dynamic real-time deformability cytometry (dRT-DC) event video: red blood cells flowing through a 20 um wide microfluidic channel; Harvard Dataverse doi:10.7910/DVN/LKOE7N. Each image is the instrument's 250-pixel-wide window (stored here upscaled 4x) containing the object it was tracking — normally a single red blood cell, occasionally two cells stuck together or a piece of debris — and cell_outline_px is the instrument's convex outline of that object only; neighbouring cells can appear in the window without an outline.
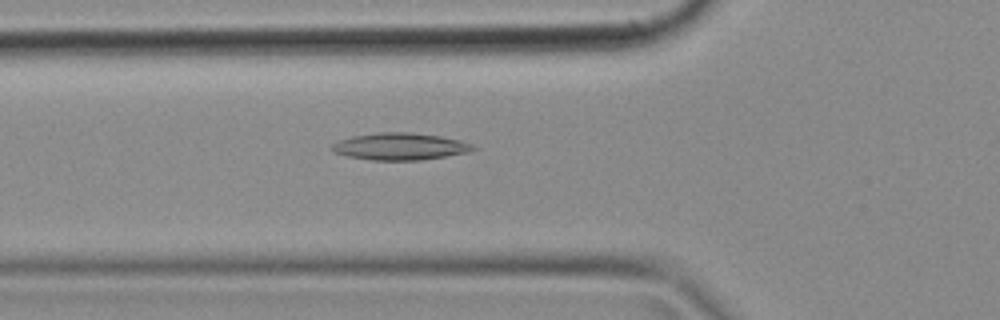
{"species": "common noctule bat (a hibernating species)", "species_latin": "Nyctalus noctula", "temperature_condition": "cold", "stored_images_in_passage": 39, "camera_frame_rate_fps": 3000, "um_per_image_px": 0.085, "animal": {"sex": "female", "body_mass_g": 18.4}, "frame": {"image": 1, "passage_image": 7, "time_ms": 2.0, "image_size_px": [1000, 320], "cell_outline_px": [[476, 148], [468, 152], [420, 160], [372, 160], [348, 156], [336, 152], [332, 148], [332, 144], [340, 140], [352, 136], [376, 132], [412, 132], [440, 136], [460, 140], [472, 144]], "centroid_in_image_um": [34.01, 12.44], "position_along_channel_um": 91.8, "area_um2": 22.02}}
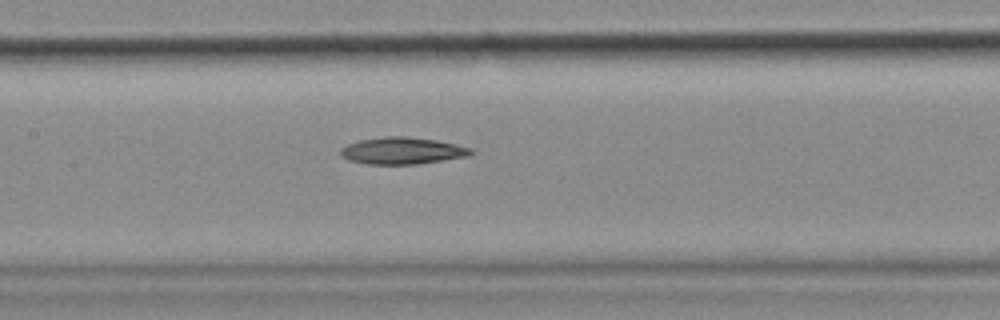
{"frame": {"image": 2, "passage_image": 13, "time_ms": 4.0, "image_size_px": [1000, 320], "cell_outline_px": [[476, 152], [468, 156], [416, 164], [368, 164], [348, 160], [340, 152], [340, 148], [348, 144], [360, 140], [384, 136], [404, 136], [436, 140], [456, 144], [472, 148]], "centroid_in_image_um": [34.22, 12.81], "position_along_channel_um": 173.2, "area_um2": 20.35}}
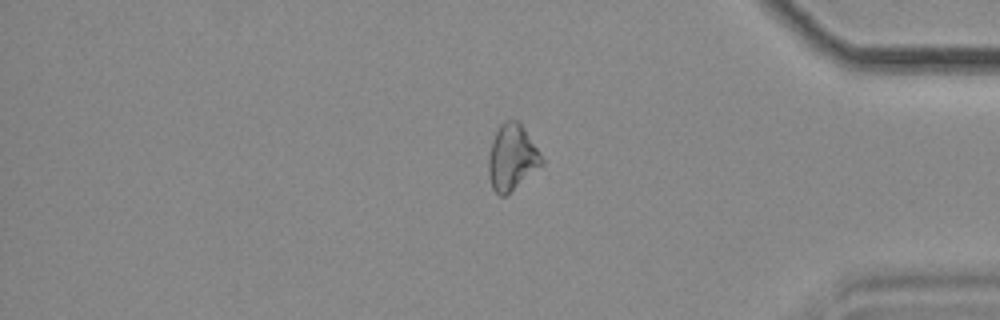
{"frame": {"image": 3, "passage_image": 31, "time_ms": 10.0, "image_size_px": [1000, 320], "cell_outline_px": [[544, 164], [504, 196], [500, 196], [492, 188], [488, 176], [488, 156], [492, 140], [500, 124], [504, 120], [520, 120], [544, 160]], "centroid_in_image_um": [43.51, 13.35], "position_along_channel_um": 391.7, "area_um2": 20.46}}